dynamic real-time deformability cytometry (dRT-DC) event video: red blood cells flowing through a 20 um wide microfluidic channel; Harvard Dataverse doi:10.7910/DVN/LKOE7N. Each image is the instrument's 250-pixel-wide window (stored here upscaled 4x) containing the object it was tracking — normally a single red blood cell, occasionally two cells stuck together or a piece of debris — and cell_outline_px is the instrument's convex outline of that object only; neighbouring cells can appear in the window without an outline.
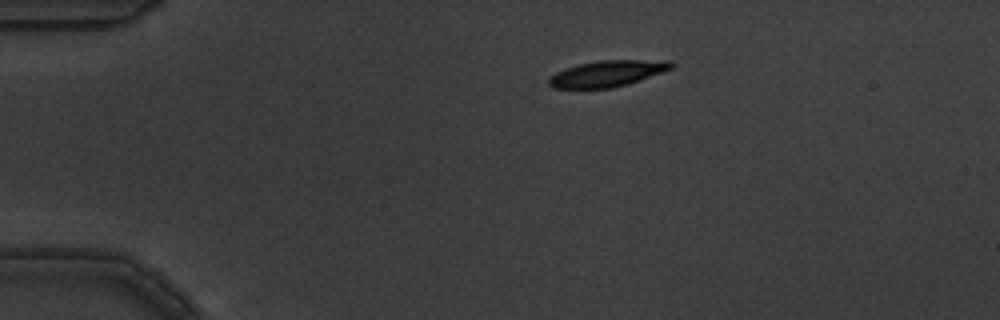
{"species": "common noctule bat (a hibernating species)", "species_latin": "Nyctalus noctula", "temperature_condition": "warm", "stored_images_in_passage": 3, "camera_frame_rate_fps": 3000, "um_per_image_px": 0.085, "animal": {"sex": "male", "body_mass_g": 19.5, "forearm_length_mm": 54.6}, "frame": {"image": 1, "passage_image": 1, "time_ms": 0.0, "image_size_px": [1000, 320], "cell_outline_px": [[676, 64], [672, 68], [628, 84], [612, 88], [552, 88], [548, 84], [548, 76], [556, 72], [580, 64], [600, 60], [672, 60]], "centroid_in_image_um": [51.63, 6.25], "position_along_channel_um": 33.4, "area_um2": 18.61}}
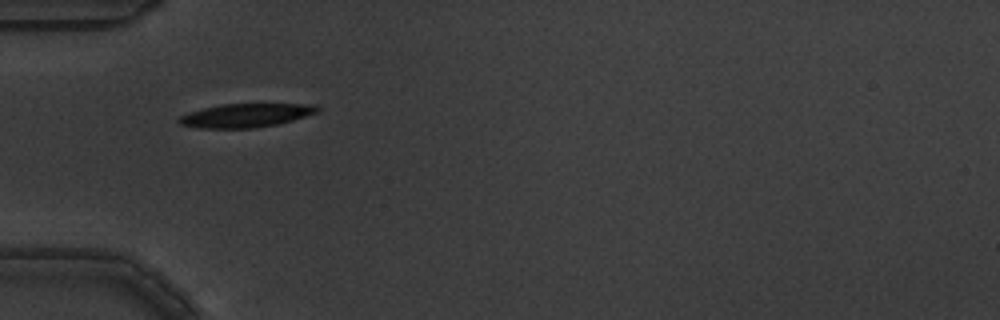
{"frame": {"image": 2, "passage_image": 3, "time_ms": 0.667, "image_size_px": [1000, 320], "cell_outline_px": [[320, 108], [316, 112], [292, 120], [276, 124], [256, 128], [196, 128], [180, 124], [176, 120], [180, 116], [188, 112], [220, 104], [316, 104]], "centroid_in_image_um": [20.84, 9.81], "position_along_channel_um": 64.2, "area_um2": 19.02}}